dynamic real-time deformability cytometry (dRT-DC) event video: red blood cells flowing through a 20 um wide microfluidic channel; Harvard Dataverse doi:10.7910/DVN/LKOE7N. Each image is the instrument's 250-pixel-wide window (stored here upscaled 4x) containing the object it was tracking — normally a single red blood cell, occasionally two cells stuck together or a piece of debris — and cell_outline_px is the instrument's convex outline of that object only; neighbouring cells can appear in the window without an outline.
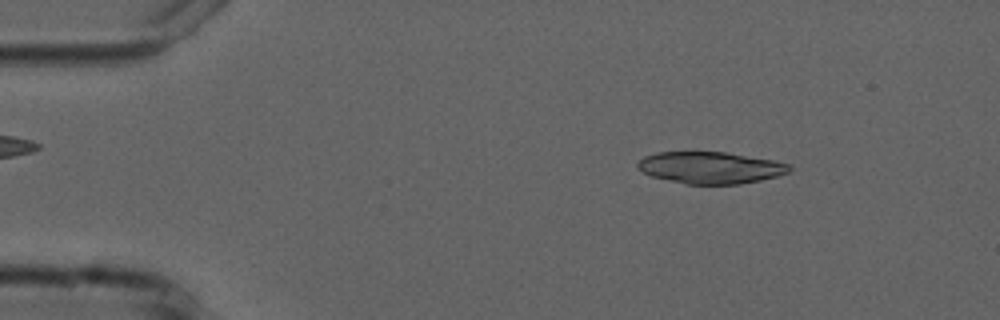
{"species": "common noctule bat (a hibernating species)", "species_latin": "Nyctalus noctula", "temperature_condition": "cold", "stored_images_in_passage": 3, "camera_frame_rate_fps": 3000, "um_per_image_px": 0.085, "animal": {"sex": "male", "forearm_length_mm": 52.5}, "frame": {"image": 1, "passage_image": 1, "time_ms": 0.0, "image_size_px": [1000, 320], "cell_outline_px": [[792, 168], [788, 172], [776, 176], [760, 180], [740, 184], [684, 184], [652, 176], [636, 168], [636, 164], [644, 156], [656, 152], [724, 152], [772, 160], [788, 164]], "centroid_in_image_um": [60.34, 14.25], "position_along_channel_um": 24.7, "area_um2": 27.92}}